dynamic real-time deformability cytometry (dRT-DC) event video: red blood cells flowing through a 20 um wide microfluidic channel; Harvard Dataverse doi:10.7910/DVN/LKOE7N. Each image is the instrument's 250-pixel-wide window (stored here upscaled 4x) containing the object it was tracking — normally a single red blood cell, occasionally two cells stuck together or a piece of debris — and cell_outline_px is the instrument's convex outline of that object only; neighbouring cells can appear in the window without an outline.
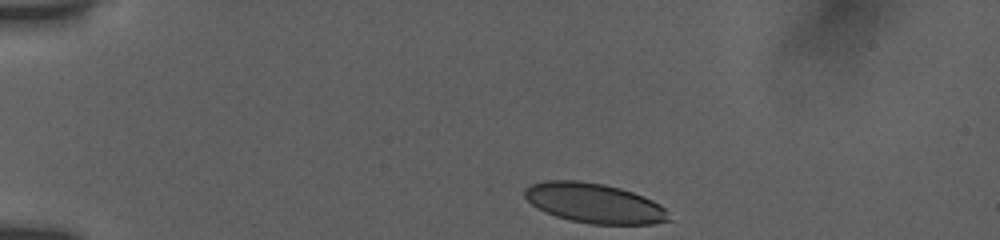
{"species": "human", "species_latin": "Homo sapiens", "temperature_condition": "room temperature", "stored_images_in_passage": 35, "camera_frame_rate_fps": 3000, "um_per_image_px": 0.085, "donor": {"sex": "female"}, "frame": {"image": 1, "passage_image": 1, "time_ms": 0.0, "image_size_px": [1000, 240], "cell_outline_px": [[672, 220], [652, 224], [588, 224], [556, 216], [544, 212], [536, 208], [524, 196], [524, 188], [532, 184], [544, 180], [580, 180], [604, 184], [620, 188], [644, 196], [660, 204], [664, 208]], "centroid_in_image_um": [50.5, 17.26], "position_along_channel_um": 34.5, "area_um2": 33.58}}
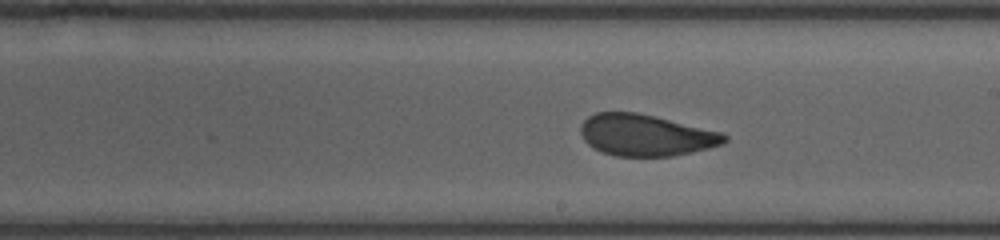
{"frame": {"image": 2, "passage_image": 19, "time_ms": 6.0, "image_size_px": [1000, 240], "cell_outline_px": [[728, 140], [724, 144], [692, 152], [672, 156], [616, 156], [600, 152], [588, 144], [584, 140], [580, 132], [580, 124], [588, 116], [596, 112], [636, 112], [724, 132], [728, 136]], "centroid_in_image_um": [54.9, 11.49], "position_along_channel_um": 234.1, "area_um2": 35.03}}
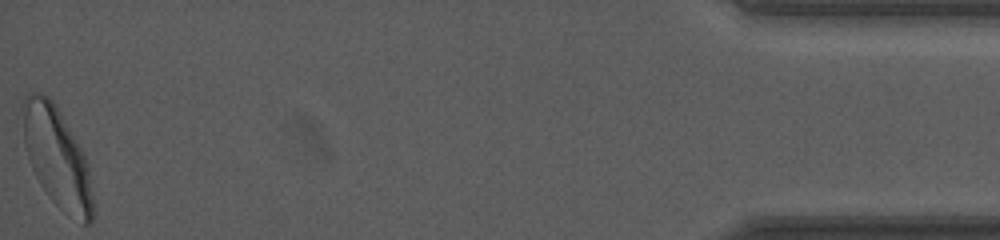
{"frame": {"image": 3, "passage_image": 35, "time_ms": 11.333, "image_size_px": [1000, 240], "cell_outline_px": [[92, 224], [84, 224], [64, 212], [48, 196], [40, 184], [32, 168], [24, 144], [20, 108], [20, 100], [28, 92], [40, 92], [48, 96], [56, 104], [80, 148], [88, 164], [92, 196]], "centroid_in_image_um": [4.78, 13.31], "position_along_channel_um": 430.4, "area_um2": 41.04}, "authors_computed_cell_mechanics": {"area_um2": 35.4892, "velocity_mm_per_s": 3.8964, "shape_relaxation_time_tau1_ms": 3.8087, "shape_relaxation_time_tau2_ms": 0.6536, "deformation_change_tau1": 0.1503, "deformation_change_tau2": 0.0641}}